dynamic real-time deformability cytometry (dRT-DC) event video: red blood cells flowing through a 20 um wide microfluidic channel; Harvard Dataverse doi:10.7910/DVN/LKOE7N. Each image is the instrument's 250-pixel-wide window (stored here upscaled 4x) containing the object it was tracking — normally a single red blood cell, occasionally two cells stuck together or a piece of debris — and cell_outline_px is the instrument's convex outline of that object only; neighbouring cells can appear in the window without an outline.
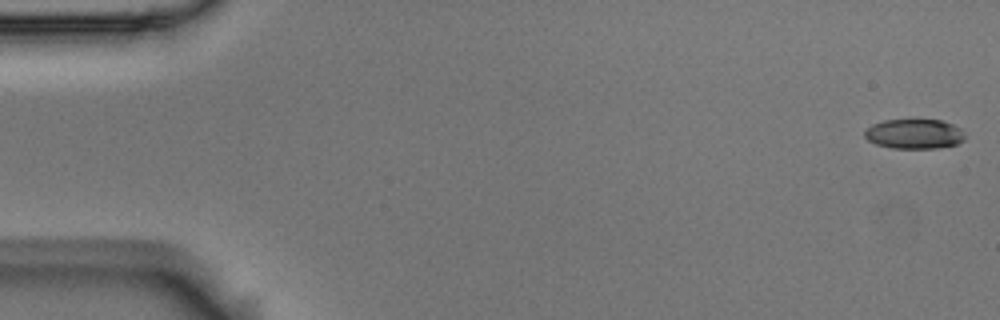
{"species": "Egyptian fruit bat (a non-hibernating species)", "species_latin": "Rousettus aegyptiacus", "temperature_condition": "room temperature", "stored_images_in_passage": 11, "camera_frame_rate_fps": 3000, "um_per_image_px": 0.085, "animal": {"sex": "male"}, "frame": {"image": 1, "passage_image": 1, "time_ms": 0.0, "image_size_px": [1000, 320], "cell_outline_px": [[964, 140], [956, 144], [936, 148], [892, 148], [876, 144], [868, 140], [864, 136], [864, 132], [872, 124], [884, 120], [940, 120], [952, 124], [960, 128], [964, 132]], "centroid_in_image_um": [77.71, 11.38], "position_along_channel_um": 7.3, "area_um2": 17.28}}
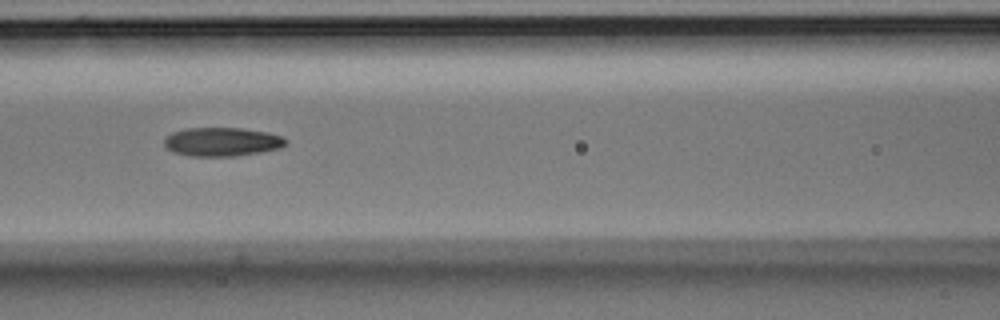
{"frame": {"image": 2, "passage_image": 7, "time_ms": 2.0, "image_size_px": [1000, 320], "cell_outline_px": [[288, 140], [280, 148], [260, 152], [236, 156], [192, 156], [172, 152], [164, 144], [164, 140], [172, 132], [184, 128], [240, 128], [268, 132], [280, 136]], "centroid_in_image_um": [18.86, 12.05], "position_along_channel_um": 147.7, "area_um2": 20.29}}
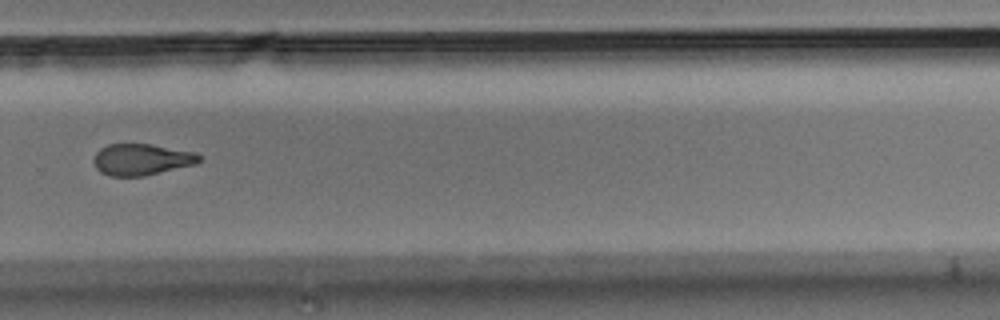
{"frame": {"image": 3, "passage_image": 11, "time_ms": 3.333, "image_size_px": [1000, 320], "cell_outline_px": [[200, 160], [196, 164], [144, 176], [112, 176], [100, 172], [96, 168], [92, 160], [96, 152], [100, 148], [108, 144], [152, 144], [196, 152], [200, 156]], "centroid_in_image_um": [12.02, 13.55], "position_along_channel_um": 317.8, "area_um2": 19.42}}